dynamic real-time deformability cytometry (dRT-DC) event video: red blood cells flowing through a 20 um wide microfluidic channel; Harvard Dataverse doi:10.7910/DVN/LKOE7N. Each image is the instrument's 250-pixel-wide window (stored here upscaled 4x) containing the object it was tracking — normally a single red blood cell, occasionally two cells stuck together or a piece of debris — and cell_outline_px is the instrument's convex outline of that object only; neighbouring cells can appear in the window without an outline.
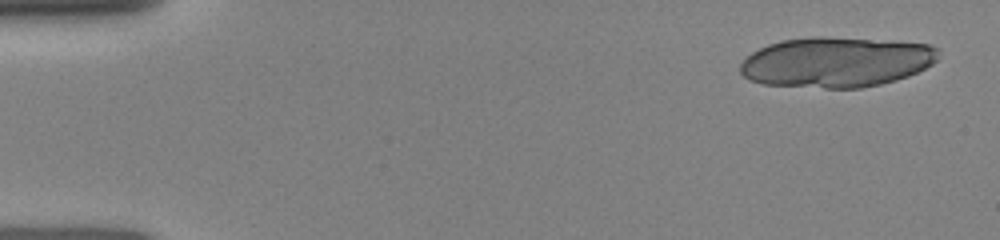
{"species": "human", "species_latin": "Homo sapiens", "temperature_condition": "room temperature", "stored_images_in_passage": 9, "camera_frame_rate_fps": 3000, "um_per_image_px": 0.085, "donor": {"sex": "female"}, "frame": {"image": 1, "passage_image": 1, "time_ms": 0.0, "image_size_px": [1000, 240], "cell_outline_px": [[940, 48], [936, 60], [932, 64], [908, 76], [896, 80], [880, 84], [860, 88], [824, 88], [764, 84], [748, 80], [740, 72], [740, 64], [752, 52], [768, 44], [784, 40], [816, 36], [820, 36], [928, 44]], "centroid_in_image_um": [71.06, 5.29], "position_along_channel_um": 13.9, "area_um2": 57.74}}
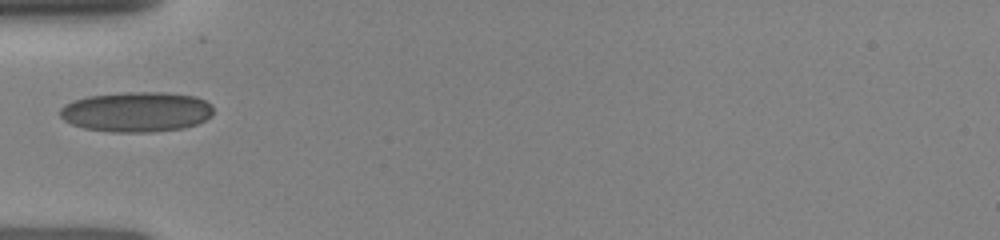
{"frame": {"image": 2, "passage_image": 7, "time_ms": 4.667, "image_size_px": [1000, 240], "cell_outline_px": [[212, 116], [196, 124], [184, 128], [152, 132], [112, 132], [84, 128], [72, 124], [64, 120], [60, 116], [60, 108], [64, 104], [88, 96], [124, 92], [168, 92], [196, 96], [212, 104]], "centroid_in_image_um": [11.62, 9.5], "position_along_channel_um": 73.4, "area_um2": 36.01}}